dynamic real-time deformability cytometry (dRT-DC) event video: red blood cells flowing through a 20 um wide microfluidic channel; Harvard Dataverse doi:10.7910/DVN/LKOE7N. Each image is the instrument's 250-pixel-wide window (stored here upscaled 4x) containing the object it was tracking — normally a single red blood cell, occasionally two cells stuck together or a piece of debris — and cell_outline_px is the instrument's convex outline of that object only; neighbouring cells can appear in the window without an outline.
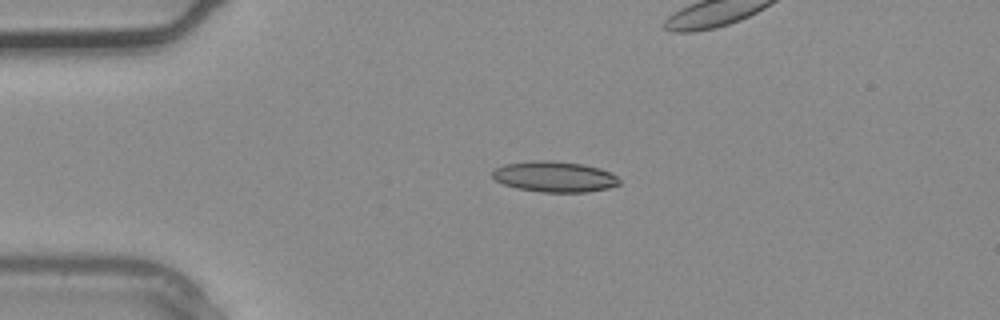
{"species": "common noctule bat (a hibernating species)", "species_latin": "Nyctalus noctula", "temperature_condition": "warm", "stored_images_in_passage": 5, "camera_frame_rate_fps": 3000, "um_per_image_px": 0.085, "animal": {"sex": "male", "body_mass_g": 20.4}, "frame": {"image": 1, "passage_image": 3, "time_ms": 0.667, "image_size_px": [1000, 320], "cell_outline_px": [[620, 184], [608, 188], [588, 192], [540, 192], [516, 188], [504, 184], [496, 180], [492, 176], [492, 172], [496, 168], [504, 164], [540, 160], [548, 160], [580, 164], [600, 168], [616, 176], [620, 180]], "centroid_in_image_um": [47.13, 15.03], "position_along_channel_um": 37.9, "area_um2": 22.54}}
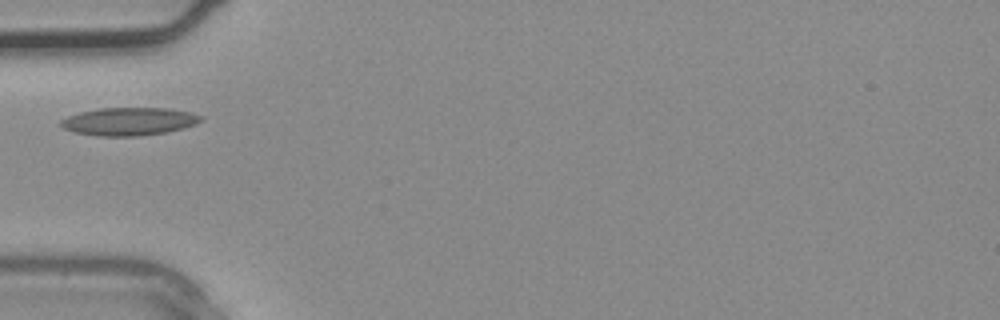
{"frame": {"image": 2, "passage_image": 5, "time_ms": 1.333, "image_size_px": [1000, 320], "cell_outline_px": [[204, 120], [196, 124], [184, 128], [168, 132], [136, 136], [100, 136], [76, 132], [64, 128], [56, 124], [60, 120], [68, 116], [80, 112], [100, 108], [168, 108], [192, 112], [204, 116]], "centroid_in_image_um": [11.01, 10.32], "position_along_channel_um": 74.0, "area_um2": 23.0}}